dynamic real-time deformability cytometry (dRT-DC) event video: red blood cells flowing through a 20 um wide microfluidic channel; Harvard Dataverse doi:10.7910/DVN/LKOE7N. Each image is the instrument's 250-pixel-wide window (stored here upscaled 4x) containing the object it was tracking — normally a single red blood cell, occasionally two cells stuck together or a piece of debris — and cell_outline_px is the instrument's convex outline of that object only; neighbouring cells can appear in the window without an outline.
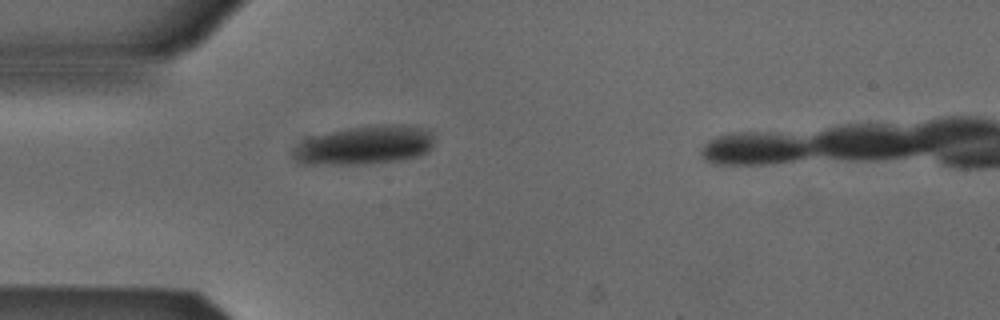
{"species": "Egyptian fruit bat (a non-hibernating species)", "species_latin": "Rousettus aegyptiacus", "temperature_condition": "cold", "stored_images_in_passage": 40, "camera_frame_rate_fps": 3000, "um_per_image_px": 0.085, "animal": {"sex": "male"}, "frame": {"image": 1, "passage_image": 1, "time_ms": 0.0, "image_size_px": [1000, 320], "cell_outline_px": [[436, 136], [428, 152], [404, 160], [364, 164], [308, 164], [300, 160], [296, 156], [296, 148], [304, 140], [312, 136], [348, 128], [380, 124], [416, 124], [428, 128], [436, 132]], "centroid_in_image_um": [31.19, 12.3], "position_along_channel_um": 53.8, "area_um2": 32.02}}
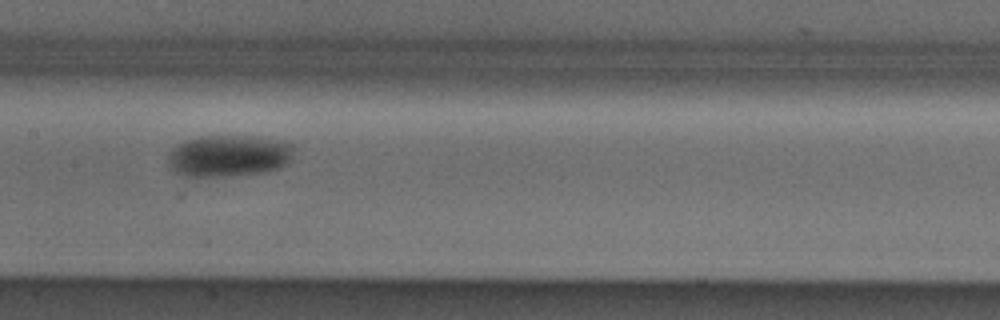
{"frame": {"image": 2, "passage_image": 12, "time_ms": 3.667, "image_size_px": [1000, 320], "cell_outline_px": [[292, 160], [288, 164], [280, 168], [268, 172], [232, 176], [184, 176], [176, 172], [168, 164], [168, 156], [180, 144], [188, 140], [200, 136], [256, 136], [284, 140], [292, 144]], "centroid_in_image_um": [19.53, 13.25], "position_along_channel_um": 187.9, "area_um2": 30.75}}
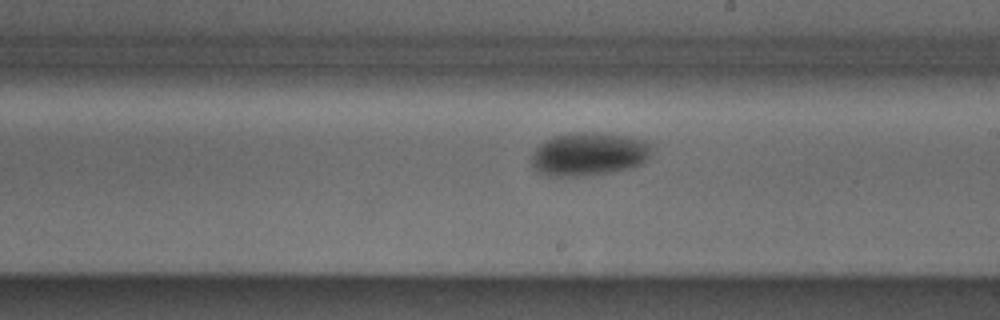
{"frame": {"image": 3, "passage_image": 16, "time_ms": 5.0, "image_size_px": [1000, 320], "cell_outline_px": [[652, 144], [648, 160], [632, 168], [612, 172], [584, 176], [544, 176], [532, 168], [532, 152], [544, 140], [552, 136], [568, 132], [600, 132], [628, 136], [644, 140]], "centroid_in_image_um": [50.03, 13.09], "position_along_channel_um": 239.0, "area_um2": 30.98}}